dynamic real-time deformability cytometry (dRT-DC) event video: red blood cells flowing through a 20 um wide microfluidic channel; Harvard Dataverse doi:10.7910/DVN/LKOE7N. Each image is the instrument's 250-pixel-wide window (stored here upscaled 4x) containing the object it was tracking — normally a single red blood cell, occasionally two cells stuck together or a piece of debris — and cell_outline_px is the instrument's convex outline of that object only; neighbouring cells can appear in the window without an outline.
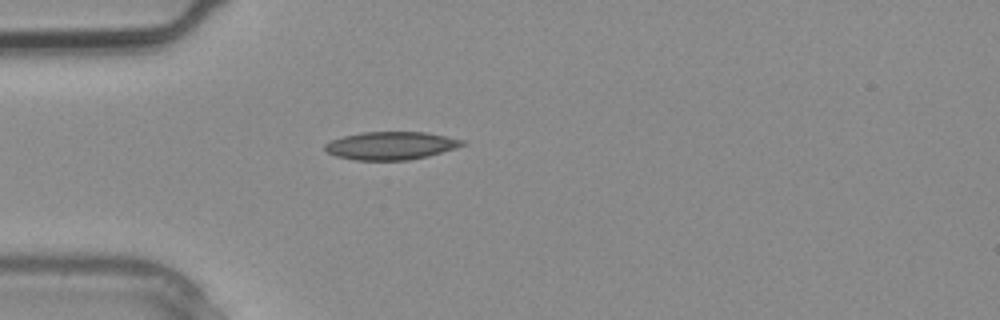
{"species": "common noctule bat (a hibernating species)", "species_latin": "Nyctalus noctula", "temperature_condition": "warm", "stored_images_in_passage": 1, "camera_frame_rate_fps": 3000, "um_per_image_px": 0.085, "animal": {"sex": "male", "body_mass_g": 20.4}, "frame": {"image": 1, "passage_image": 1, "time_ms": 0.0, "image_size_px": [1000, 320], "cell_outline_px": [[464, 144], [428, 156], [408, 160], [356, 160], [336, 156], [328, 152], [324, 148], [324, 144], [332, 140], [344, 136], [360, 132], [424, 132], [464, 140]], "centroid_in_image_um": [33.17, 12.38], "position_along_channel_um": 51.8, "area_um2": 22.02}}